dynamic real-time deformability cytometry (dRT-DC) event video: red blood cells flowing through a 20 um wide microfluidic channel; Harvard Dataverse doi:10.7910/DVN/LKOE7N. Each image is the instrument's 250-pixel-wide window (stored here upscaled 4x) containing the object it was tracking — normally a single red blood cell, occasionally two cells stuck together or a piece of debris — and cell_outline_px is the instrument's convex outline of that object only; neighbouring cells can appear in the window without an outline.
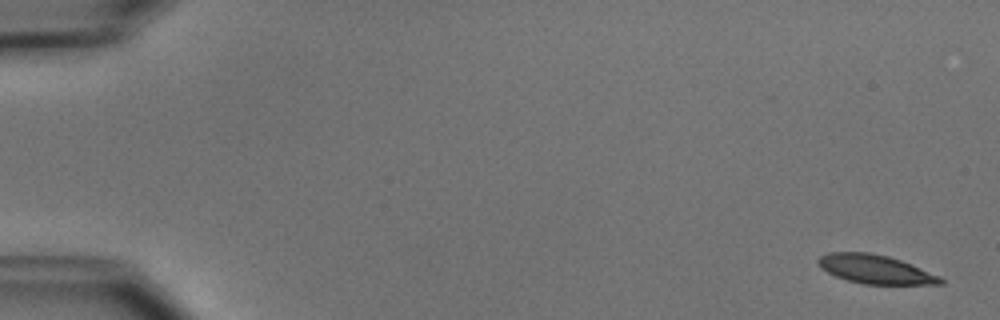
{"species": "common noctule bat (a hibernating species)", "species_latin": "Nyctalus noctula", "temperature_condition": "cold", "stored_images_in_passage": 6, "segment_of_instrument_passage": [1, 2], "camera_frame_rate_fps": 3000, "um_per_image_px": 0.085, "animal": {"sex": "male", "body_mass_g": 15.6}, "frame": {"image": 1, "passage_image": 1, "time_ms": 0.0, "image_size_px": [1000, 320], "cell_outline_px": [[944, 284], [864, 284], [848, 280], [836, 276], [828, 272], [816, 260], [820, 256], [828, 252], [868, 252], [888, 256], [912, 264], [940, 276], [944, 280]], "centroid_in_image_um": [74.43, 22.88], "position_along_channel_um": 10.6, "area_um2": 20.35}}
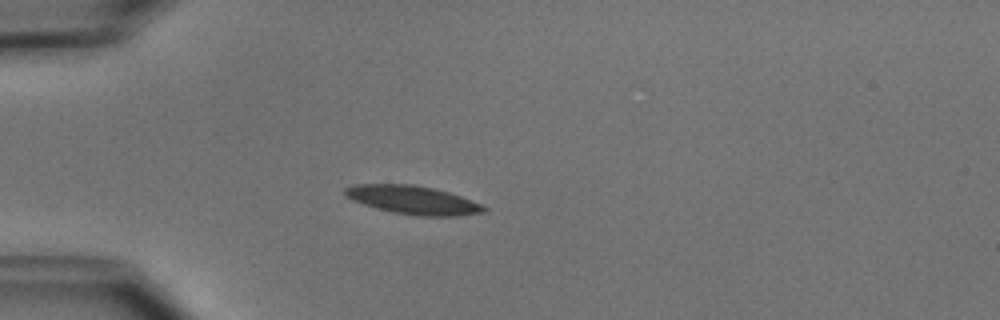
{"frame": {"image": 2, "passage_image": 5, "time_ms": 4.333, "image_size_px": [1000, 320], "cell_outline_px": [[488, 208], [484, 212], [456, 216], [420, 216], [392, 212], [376, 208], [352, 200], [344, 192], [344, 188], [352, 184], [412, 184], [432, 188], [448, 192], [460, 196], [480, 204]], "centroid_in_image_um": [35.08, 16.99], "position_along_channel_um": 49.9, "area_um2": 22.83}}